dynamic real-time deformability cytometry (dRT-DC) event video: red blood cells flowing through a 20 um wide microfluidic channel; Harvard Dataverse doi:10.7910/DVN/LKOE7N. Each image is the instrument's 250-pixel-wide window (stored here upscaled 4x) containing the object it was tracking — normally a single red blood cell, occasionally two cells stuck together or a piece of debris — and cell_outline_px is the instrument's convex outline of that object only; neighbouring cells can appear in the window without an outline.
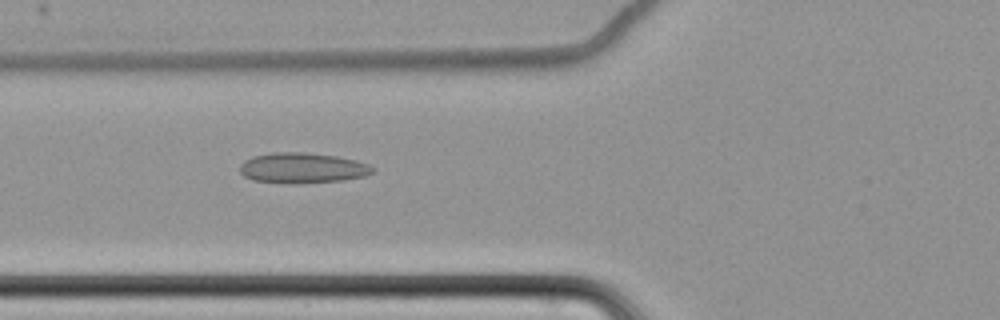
{"species": "common noctule bat (a hibernating species)", "species_latin": "Nyctalus noctula", "temperature_condition": "cold", "stored_images_in_passage": 62, "camera_frame_rate_fps": 3000, "um_per_image_px": 0.085, "animal": {"sex": "female", "body_mass_g": 22.7, "forearm_length_mm": 54.2}, "frame": {"image": 1, "passage_image": 26, "time_ms": 8.333, "image_size_px": [1000, 320], "cell_outline_px": [[376, 168], [372, 172], [364, 176], [344, 180], [296, 184], [288, 184], [252, 180], [244, 176], [240, 172], [240, 164], [244, 160], [252, 156], [272, 152], [304, 152], [336, 156], [356, 160], [368, 164]], "centroid_in_image_um": [25.68, 14.28], "position_along_channel_um": 100.1, "area_um2": 23.81}}
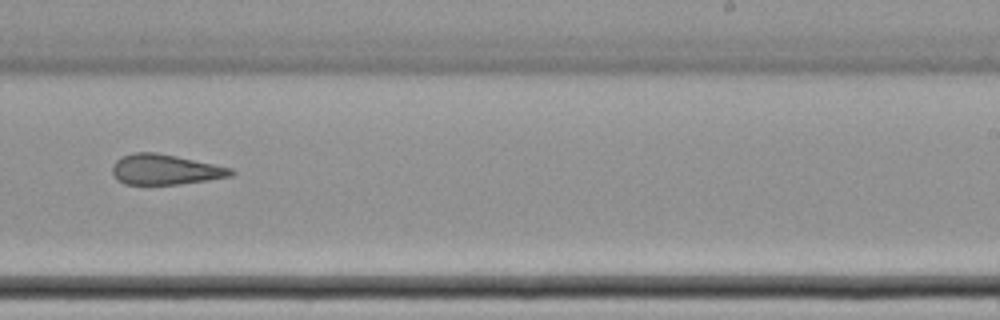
{"frame": {"image": 2, "passage_image": 41, "time_ms": 13.333, "image_size_px": [1000, 320], "cell_outline_px": [[236, 172], [232, 176], [208, 180], [180, 184], [124, 184], [116, 180], [112, 176], [112, 164], [120, 156], [132, 152], [156, 152], [176, 156], [232, 168]], "centroid_in_image_um": [13.99, 14.41], "position_along_channel_um": 275.0, "area_um2": 21.15}}
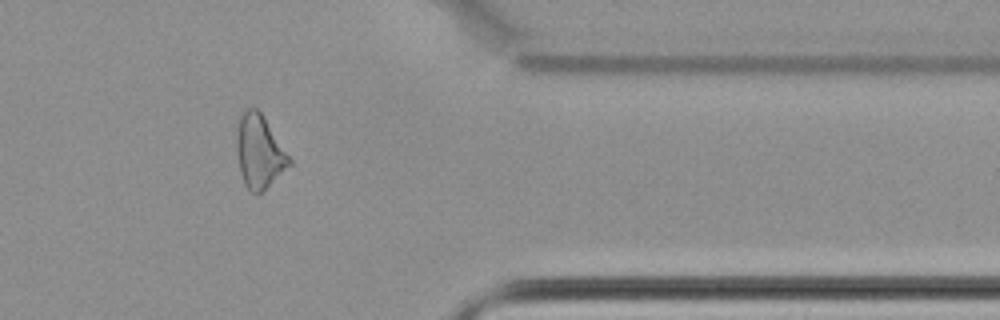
{"frame": {"image": 3, "passage_image": 52, "time_ms": 17.0, "image_size_px": [1000, 320], "cell_outline_px": [[292, 164], [260, 192], [252, 192], [244, 184], [240, 172], [236, 148], [236, 128], [240, 116], [248, 108], [256, 108], [260, 112], [292, 160]], "centroid_in_image_um": [22.01, 12.87], "position_along_channel_um": 389.4, "area_um2": 22.02}, "authors_computed_cell_mechanics": {"area_um2": 23.6113, "velocity_mm_per_s": 3.4955, "shape_relaxation_time_tau1_ms": null, "shape_relaxation_time_tau2_ms": 9.0399, "deformation_change_tau1": null, "deformation_change_tau2": 0.2244}}